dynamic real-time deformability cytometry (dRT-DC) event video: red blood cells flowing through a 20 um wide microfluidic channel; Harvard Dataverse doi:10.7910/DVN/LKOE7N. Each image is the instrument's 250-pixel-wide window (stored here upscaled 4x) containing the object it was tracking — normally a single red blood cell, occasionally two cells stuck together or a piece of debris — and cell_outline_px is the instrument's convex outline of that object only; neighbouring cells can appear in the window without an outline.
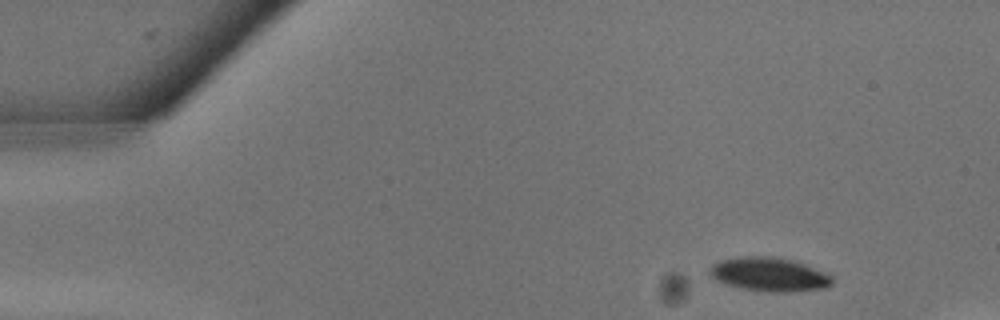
{"species": "common noctule bat (a hibernating species)", "species_latin": "Nyctalus noctula", "temperature_condition": "warm", "stored_images_in_passage": 11, "camera_frame_rate_fps": 3000, "um_per_image_px": 0.085, "animal": {"sex": "male", "body_mass_g": 13.3}, "frame": {"image": 1, "passage_image": 4, "time_ms": 1.0, "image_size_px": [1000, 320], "cell_outline_px": [[832, 284], [824, 288], [792, 292], [768, 292], [740, 288], [716, 280], [708, 272], [708, 268], [712, 264], [720, 260], [740, 256], [772, 256], [796, 260], [824, 272], [832, 276]], "centroid_in_image_um": [65.38, 23.31], "position_along_channel_um": 19.6, "area_um2": 24.39}}
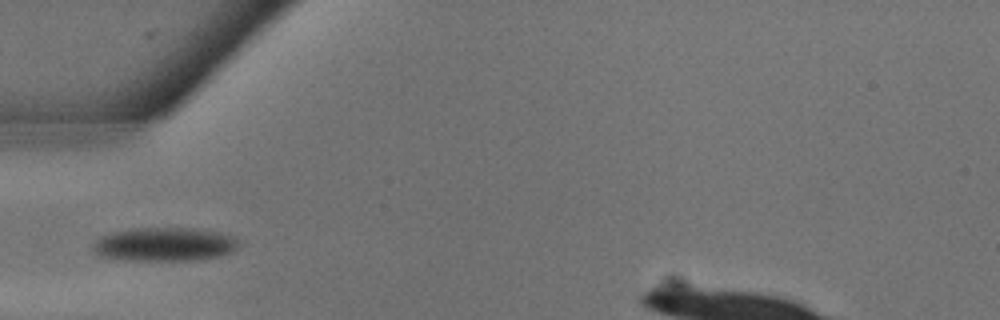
{"frame": {"image": 2, "passage_image": 10, "time_ms": 3.0, "image_size_px": [1000, 320], "cell_outline_px": [[240, 240], [236, 248], [232, 252], [220, 256], [188, 260], [124, 260], [100, 256], [92, 252], [92, 244], [100, 236], [112, 232], [132, 228], [192, 228], [216, 232], [236, 236]], "centroid_in_image_um": [13.95, 20.76], "position_along_channel_um": 71.1, "area_um2": 28.78}}